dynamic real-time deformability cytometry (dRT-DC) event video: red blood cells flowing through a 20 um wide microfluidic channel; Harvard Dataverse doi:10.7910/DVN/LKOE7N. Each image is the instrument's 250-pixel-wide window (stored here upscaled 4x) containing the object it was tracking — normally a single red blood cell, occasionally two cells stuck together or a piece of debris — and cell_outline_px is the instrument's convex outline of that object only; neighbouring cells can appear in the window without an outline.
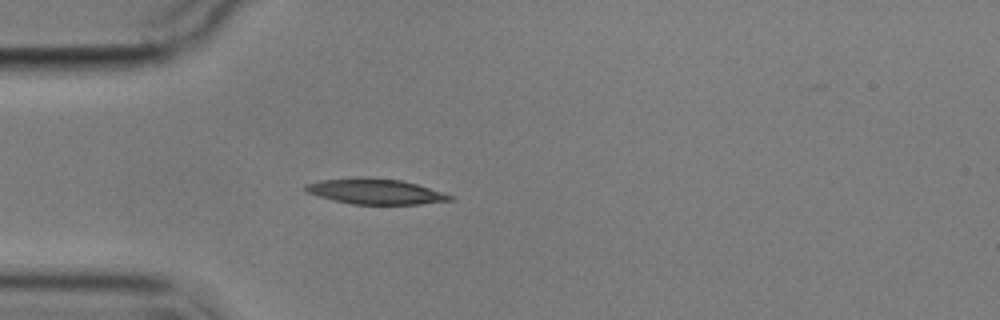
{"species": "common noctule bat (a hibernating species)", "species_latin": "Nyctalus noctula", "temperature_condition": "cold", "stored_images_in_passage": 3, "camera_frame_rate_fps": 3000, "um_per_image_px": 0.085, "animal": {"sex": "male", "body_mass_g": 17.9}, "frame": {"image": 1, "passage_image": 3, "time_ms": 2.333, "image_size_px": [1000, 320], "cell_outline_px": [[452, 200], [420, 204], [352, 204], [332, 200], [308, 192], [304, 188], [304, 184], [320, 180], [356, 176], [364, 176], [400, 180], [416, 184], [452, 196]], "centroid_in_image_um": [31.83, 16.26], "position_along_channel_um": 53.2, "area_um2": 21.33}}